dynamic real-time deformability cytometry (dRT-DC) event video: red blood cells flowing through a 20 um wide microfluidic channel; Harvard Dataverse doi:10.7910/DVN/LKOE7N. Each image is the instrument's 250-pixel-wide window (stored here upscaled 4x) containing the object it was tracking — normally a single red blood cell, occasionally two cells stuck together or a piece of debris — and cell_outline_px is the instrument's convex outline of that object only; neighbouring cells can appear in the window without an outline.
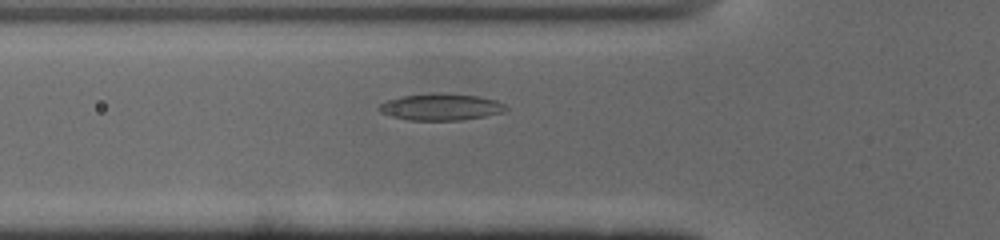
{"species": "common noctule bat (a hibernating species)", "species_latin": "Nyctalus noctula", "temperature_condition": "cold", "stored_images_in_passage": 40, "camera_frame_rate_fps": 3000, "um_per_image_px": 0.085, "animal": {"sex": "male", "body_mass_g": 19.0, "forearm_length_mm": 50.8}, "frame": {"image": 1, "passage_image": 4, "time_ms": 1.0, "image_size_px": [1000, 240], "cell_outline_px": [[508, 108], [504, 112], [464, 120], [408, 120], [388, 116], [380, 112], [376, 108], [380, 104], [388, 100], [404, 96], [432, 92], [440, 92], [476, 96], [496, 100], [504, 104]], "centroid_in_image_um": [37.45, 9.09], "position_along_channel_um": 88.4, "area_um2": 19.88}}
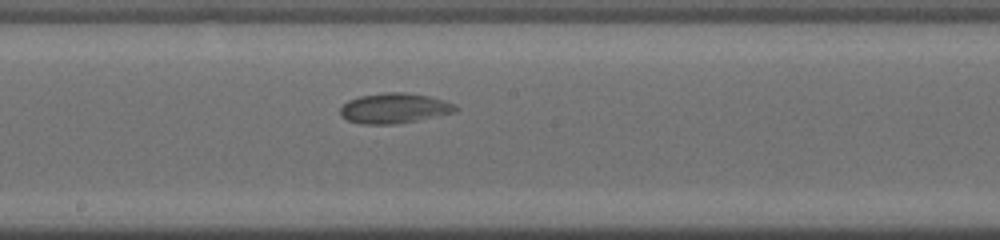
{"frame": {"image": 2, "passage_image": 14, "time_ms": 4.333, "image_size_px": [1000, 240], "cell_outline_px": [[456, 108], [452, 112], [416, 120], [396, 124], [364, 124], [348, 120], [340, 116], [340, 108], [348, 100], [360, 96], [384, 92], [408, 92], [428, 96], [456, 104]], "centroid_in_image_um": [33.45, 9.19], "position_along_channel_um": 214.7, "area_um2": 20.0}}
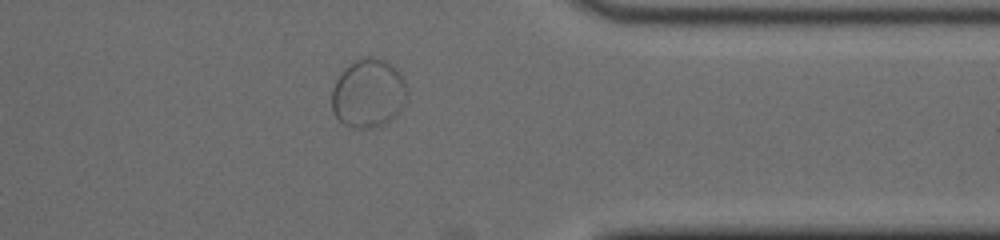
{"frame": {"image": 3, "passage_image": 28, "time_ms": 9.0, "image_size_px": [1000, 240], "cell_outline_px": [[404, 100], [400, 112], [384, 124], [368, 128], [356, 128], [344, 124], [332, 112], [332, 88], [336, 80], [344, 68], [356, 60], [368, 56], [372, 56], [384, 60], [392, 64], [400, 72], [404, 80]], "centroid_in_image_um": [31.28, 7.92], "position_along_channel_um": 380.1, "area_um2": 29.88}}